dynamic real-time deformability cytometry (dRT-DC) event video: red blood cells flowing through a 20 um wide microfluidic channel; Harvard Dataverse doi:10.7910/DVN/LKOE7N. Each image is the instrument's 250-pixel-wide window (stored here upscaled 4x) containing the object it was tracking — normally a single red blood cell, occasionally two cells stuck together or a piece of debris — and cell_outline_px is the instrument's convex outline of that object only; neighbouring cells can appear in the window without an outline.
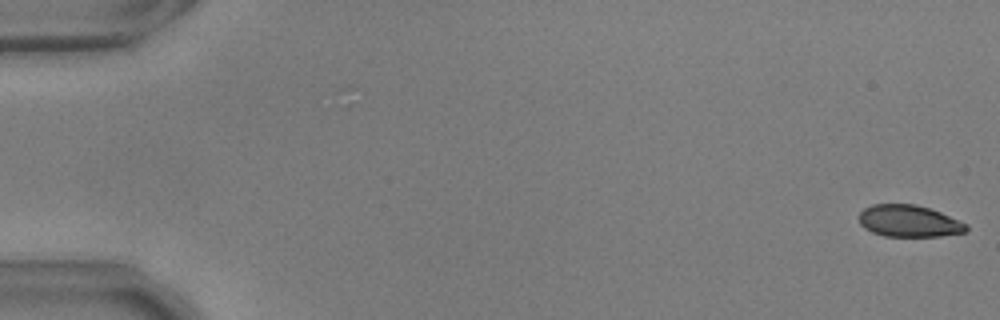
{"species": "common noctule bat (a hibernating species)", "species_latin": "Nyctalus noctula", "temperature_condition": "warm", "stored_images_in_passage": 35, "camera_frame_rate_fps": 3000, "um_per_image_px": 0.085, "animal": {"sex": "male", "body_mass_g": 17.9, "forearm_length_mm": 54.2}, "frame": {"image": 1, "passage_image": 1, "time_ms": 0.0, "image_size_px": [1000, 320], "cell_outline_px": [[968, 228], [964, 232], [940, 236], [884, 236], [872, 232], [864, 228], [860, 224], [860, 212], [864, 208], [872, 204], [916, 204], [940, 212], [968, 224]], "centroid_in_image_um": [77.25, 18.79], "position_along_channel_um": 7.8, "area_um2": 19.83}}